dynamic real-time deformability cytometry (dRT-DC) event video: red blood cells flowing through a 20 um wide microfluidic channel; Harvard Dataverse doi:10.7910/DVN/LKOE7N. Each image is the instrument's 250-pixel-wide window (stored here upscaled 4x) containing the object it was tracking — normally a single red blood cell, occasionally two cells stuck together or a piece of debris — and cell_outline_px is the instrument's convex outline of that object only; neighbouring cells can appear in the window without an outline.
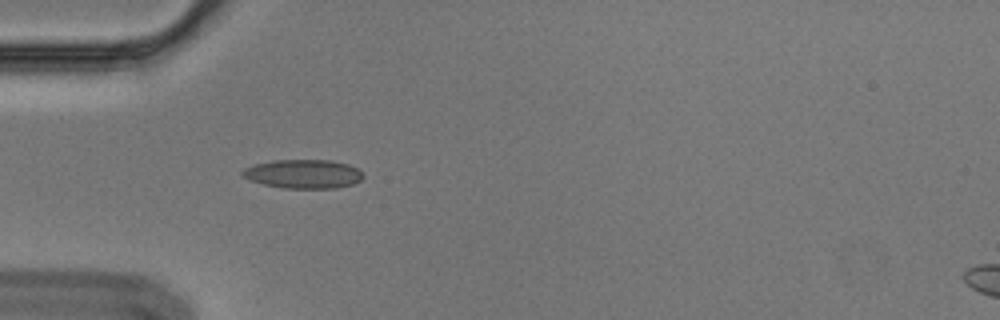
{"species": "Egyptian fruit bat (a non-hibernating species)", "species_latin": "Rousettus aegyptiacus", "temperature_condition": "cold", "stored_images_in_passage": 1, "camera_frame_rate_fps": 3000, "um_per_image_px": 0.085, "animal": {"sex": "male"}, "frame": {"image": 1, "passage_image": 1, "time_ms": 0.0, "image_size_px": [1000, 320], "cell_outline_px": [[364, 176], [360, 180], [352, 184], [336, 188], [280, 188], [264, 184], [252, 180], [244, 176], [240, 172], [244, 168], [256, 164], [272, 160], [332, 160], [348, 164], [356, 168]], "centroid_in_image_um": [25.78, 14.78], "position_along_channel_um": 59.2, "area_um2": 20.17}}